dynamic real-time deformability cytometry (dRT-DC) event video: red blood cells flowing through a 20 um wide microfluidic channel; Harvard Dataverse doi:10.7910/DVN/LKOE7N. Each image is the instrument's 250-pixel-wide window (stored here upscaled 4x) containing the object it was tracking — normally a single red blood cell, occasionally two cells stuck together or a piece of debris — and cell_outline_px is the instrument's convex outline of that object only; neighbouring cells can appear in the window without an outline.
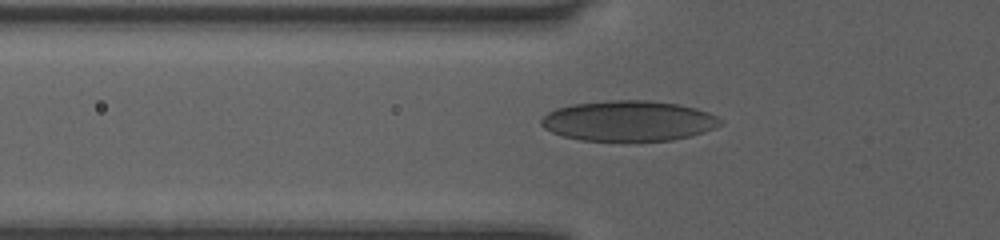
{"species": "human", "species_latin": "Homo sapiens", "temperature_condition": "room temperature", "stored_images_in_passage": 36, "camera_frame_rate_fps": 3000, "um_per_image_px": 0.085, "donor": {"sex": "female"}, "frame": {"image": 1, "passage_image": 6, "time_ms": 1.667, "image_size_px": [1000, 240], "cell_outline_px": [[724, 124], [704, 132], [672, 140], [636, 144], [628, 144], [580, 140], [564, 136], [552, 132], [544, 128], [540, 124], [540, 120], [548, 112], [556, 108], [572, 104], [608, 100], [648, 100], [680, 104], [696, 108], [708, 112], [724, 120]], "centroid_in_image_um": [53.44, 10.32], "position_along_channel_um": 72.4, "area_um2": 43.64}}
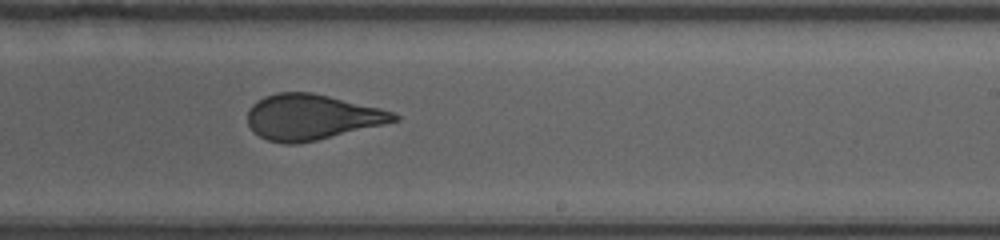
{"frame": {"image": 2, "passage_image": 20, "time_ms": 6.333, "image_size_px": [1000, 240], "cell_outline_px": [[400, 120], [384, 124], [316, 140], [296, 144], [284, 144], [268, 140], [252, 132], [248, 124], [248, 112], [252, 104], [264, 96], [276, 92], [312, 92], [380, 108], [396, 112], [400, 116]], "centroid_in_image_um": [26.48, 9.95], "position_along_channel_um": 262.5, "area_um2": 38.78}}
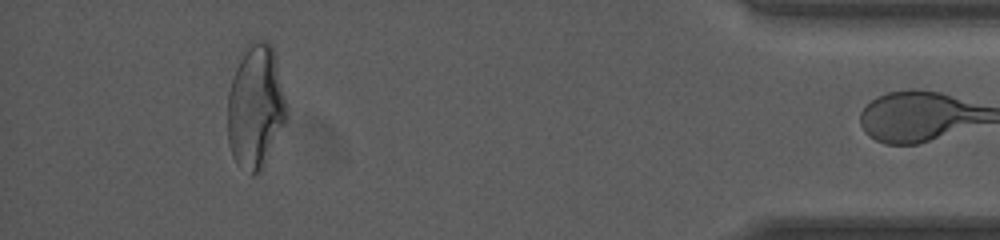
{"frame": {"image": 3, "passage_image": 35, "time_ms": 11.333, "image_size_px": [1000, 240], "cell_outline_px": [[288, 116], [260, 172], [252, 176], [236, 164], [232, 156], [228, 144], [228, 92], [236, 68], [244, 48], [252, 40], [268, 40], [272, 44], [288, 108]], "centroid_in_image_um": [21.72, 9.07], "position_along_channel_um": 413.5, "area_um2": 42.66}}